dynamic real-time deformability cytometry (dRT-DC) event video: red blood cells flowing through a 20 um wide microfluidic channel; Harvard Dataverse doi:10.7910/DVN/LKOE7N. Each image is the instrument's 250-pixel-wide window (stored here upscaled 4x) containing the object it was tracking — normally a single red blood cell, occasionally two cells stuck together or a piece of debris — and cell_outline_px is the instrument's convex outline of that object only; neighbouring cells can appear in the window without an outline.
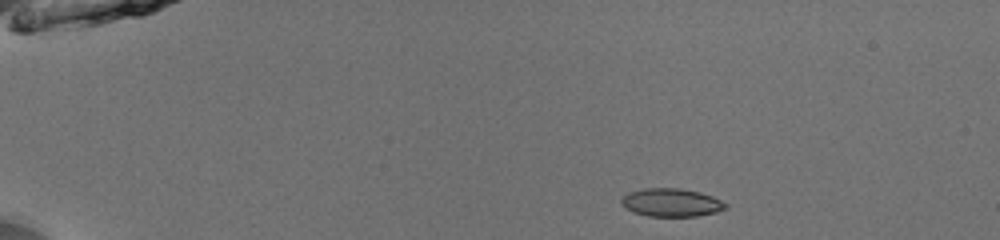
{"species": "common noctule bat (a hibernating species)", "species_latin": "Nyctalus noctula", "temperature_condition": "room temperature", "stored_images_in_passage": 43, "camera_frame_rate_fps": 3000, "um_per_image_px": 0.085, "animal": {"sex": "male", "body_mass_g": 13.0, "forearm_length_mm": 53.1}, "frame": {"image": 1, "passage_image": 1, "time_ms": 0.0, "image_size_px": [1000, 240], "cell_outline_px": [[728, 204], [724, 208], [716, 212], [696, 216], [648, 216], [632, 212], [620, 204], [620, 200], [628, 192], [644, 188], [680, 188], [700, 192], [712, 196]], "centroid_in_image_um": [57.02, 17.21], "position_along_channel_um": 28.0, "area_um2": 17.11}}
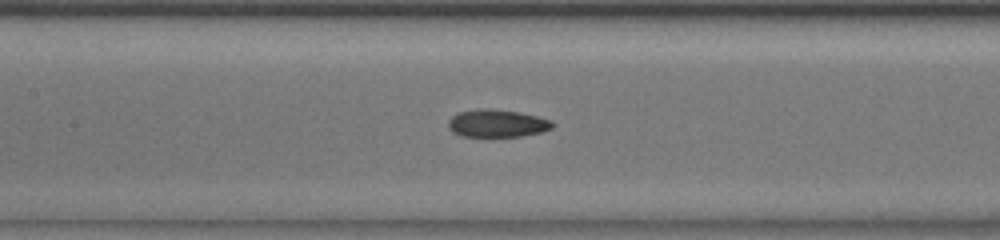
{"frame": {"image": 2, "passage_image": 18, "time_ms": 5.667, "image_size_px": [1000, 240], "cell_outline_px": [[556, 124], [552, 128], [540, 132], [520, 136], [460, 136], [452, 132], [448, 128], [448, 120], [452, 116], [460, 112], [480, 108], [488, 108], [516, 112], [536, 116], [552, 120]], "centroid_in_image_um": [42.24, 10.48], "position_along_channel_um": 165.2, "area_um2": 16.7}}
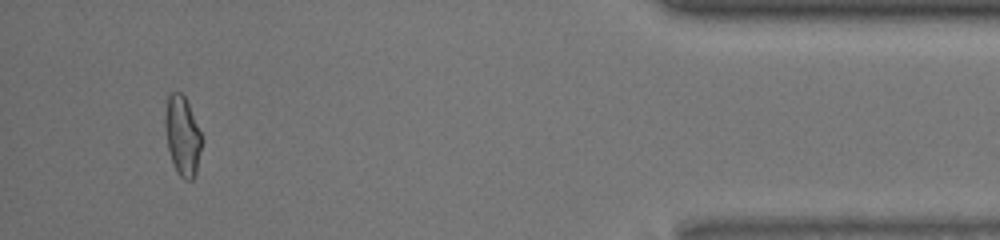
{"frame": {"image": 3, "passage_image": 41, "time_ms": 13.333, "image_size_px": [1000, 240], "cell_outline_px": [[204, 140], [196, 172], [192, 180], [184, 180], [176, 172], [172, 164], [168, 148], [164, 124], [164, 116], [168, 96], [172, 92], [180, 92], [184, 96], [188, 104]], "centroid_in_image_um": [15.51, 11.58], "position_along_channel_um": 419.7, "area_um2": 17.17}, "authors_computed_cell_mechanics": {"area_um2": 17.051, "velocity_mm_per_s": 3.977, "shape_relaxation_time_tau1_ms": 5.9055, "shape_relaxation_time_tau2_ms": 2.6548, "deformation_change_tau1": 0.1647, "deformation_change_tau2": 0.0901}}